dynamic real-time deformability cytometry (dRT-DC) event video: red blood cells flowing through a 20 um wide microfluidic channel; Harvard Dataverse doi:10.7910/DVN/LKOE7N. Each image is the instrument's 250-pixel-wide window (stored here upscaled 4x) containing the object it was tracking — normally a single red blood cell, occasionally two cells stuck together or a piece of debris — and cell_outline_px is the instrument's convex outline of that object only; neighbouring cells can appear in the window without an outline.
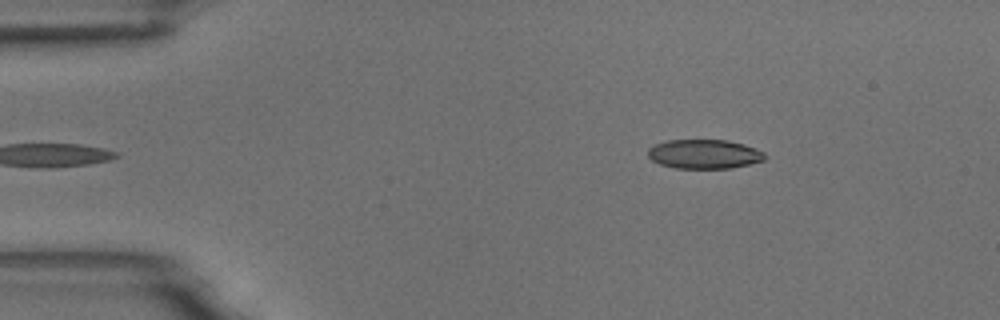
{"species": "common noctule bat (a hibernating species)", "species_latin": "Nyctalus noctula", "temperature_condition": "room temperature", "stored_images_in_passage": 3, "camera_frame_rate_fps": 3000, "um_per_image_px": 0.085, "animal": {"sex": "male", "body_mass_g": 18.8}, "frame": {"image": 1, "passage_image": 1, "time_ms": 0.0, "image_size_px": [1000, 320], "cell_outline_px": [[764, 160], [732, 168], [676, 168], [660, 164], [652, 160], [648, 156], [648, 148], [652, 144], [668, 140], [728, 140], [744, 144], [756, 148], [764, 152]], "centroid_in_image_um": [59.83, 13.08], "position_along_channel_um": 25.2, "area_um2": 19.94}}